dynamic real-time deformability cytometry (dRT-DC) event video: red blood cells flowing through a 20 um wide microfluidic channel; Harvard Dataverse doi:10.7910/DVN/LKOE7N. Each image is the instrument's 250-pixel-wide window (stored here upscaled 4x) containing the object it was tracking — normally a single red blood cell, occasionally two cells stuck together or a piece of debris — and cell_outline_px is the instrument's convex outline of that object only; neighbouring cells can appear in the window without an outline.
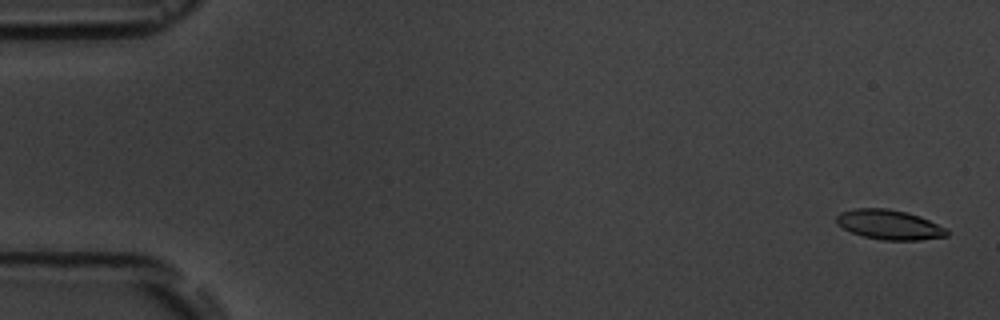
{"species": "common noctule bat (a hibernating species)", "species_latin": "Nyctalus noctula", "temperature_condition": "room temperature", "stored_images_in_passage": 5, "segment_of_instrument_passage": [2, 2], "camera_frame_rate_fps": 3000, "um_per_image_px": 0.085, "animal": {"sex": "male", "body_mass_g": 19.5, "forearm_length_mm": 54.6}, "frame": {"image": 1, "passage_image": 5, "time_ms": 4.667, "image_size_px": [1000, 320], "cell_outline_px": [[948, 236], [920, 240], [880, 240], [864, 236], [852, 232], [836, 224], [836, 216], [840, 212], [856, 208], [888, 208], [908, 212], [920, 216], [948, 228]], "centroid_in_image_um": [75.61, 19.09], "position_along_channel_um": 9.4, "area_um2": 19.31}}